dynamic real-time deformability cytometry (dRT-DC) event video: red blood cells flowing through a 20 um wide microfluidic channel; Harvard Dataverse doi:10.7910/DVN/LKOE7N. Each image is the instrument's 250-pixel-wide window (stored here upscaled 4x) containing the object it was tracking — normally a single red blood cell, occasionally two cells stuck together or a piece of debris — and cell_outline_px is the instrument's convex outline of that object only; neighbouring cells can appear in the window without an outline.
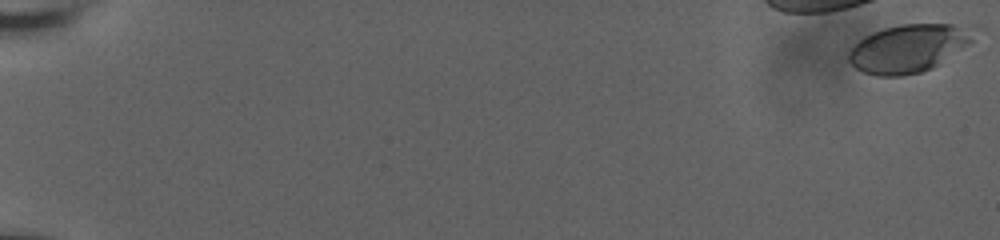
{"species": "human", "species_latin": "Homo sapiens", "temperature_condition": "room temperature", "stored_images_in_passage": 10, "camera_frame_rate_fps": 3000, "um_per_image_px": 0.085, "donor": {"sex": "male"}, "frame": {"image": 1, "passage_image": 1, "time_ms": 0.0, "image_size_px": [1000, 240], "cell_outline_px": [[972, 40], [968, 44], [940, 64], [932, 68], [920, 72], [900, 76], [876, 76], [864, 72], [856, 68], [848, 60], [848, 52], [864, 36], [872, 32], [884, 28], [900, 24], [952, 24]], "centroid_in_image_um": [77.06, 4.15], "position_along_channel_um": 7.9, "area_um2": 33.76}}